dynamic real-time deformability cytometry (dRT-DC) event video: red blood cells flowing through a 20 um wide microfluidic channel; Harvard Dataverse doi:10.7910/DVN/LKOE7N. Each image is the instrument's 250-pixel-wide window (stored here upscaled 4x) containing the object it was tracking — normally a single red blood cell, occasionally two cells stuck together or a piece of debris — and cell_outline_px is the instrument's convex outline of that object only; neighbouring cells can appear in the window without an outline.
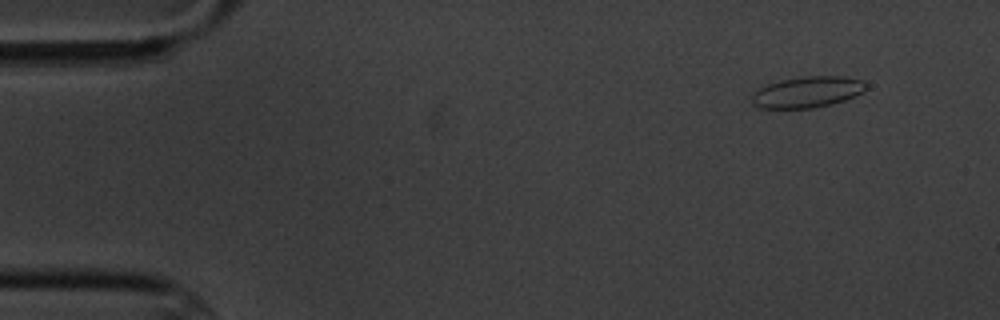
{"species": "common noctule bat (a hibernating species)", "species_latin": "Nyctalus noctula", "temperature_condition": "cold", "stored_images_in_passage": 15, "camera_frame_rate_fps": 3000, "um_per_image_px": 0.085, "animal": {"sex": "male", "body_mass_g": 20.1, "forearm_length_mm": 53.5}, "frame": {"image": 1, "passage_image": 2, "time_ms": 1.0, "image_size_px": [1000, 320], "cell_outline_px": [[868, 88], [844, 100], [832, 104], [812, 108], [760, 108], [752, 104], [752, 96], [760, 88], [768, 84], [784, 80], [804, 76], [844, 76], [864, 80], [868, 84]], "centroid_in_image_um": [68.66, 7.82], "position_along_channel_um": 16.3, "area_um2": 20.52}}
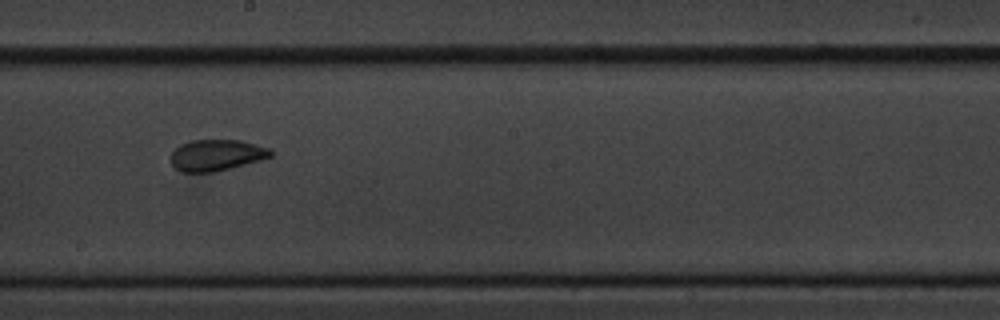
{"frame": {"image": 2, "passage_image": 9, "time_ms": 10.0, "image_size_px": [1000, 320], "cell_outline_px": [[272, 156], [260, 160], [212, 172], [180, 172], [172, 164], [172, 152], [180, 144], [192, 140], [240, 140], [268, 148], [272, 152]], "centroid_in_image_um": [18.38, 13.18], "position_along_channel_um": 229.8, "area_um2": 17.86}}
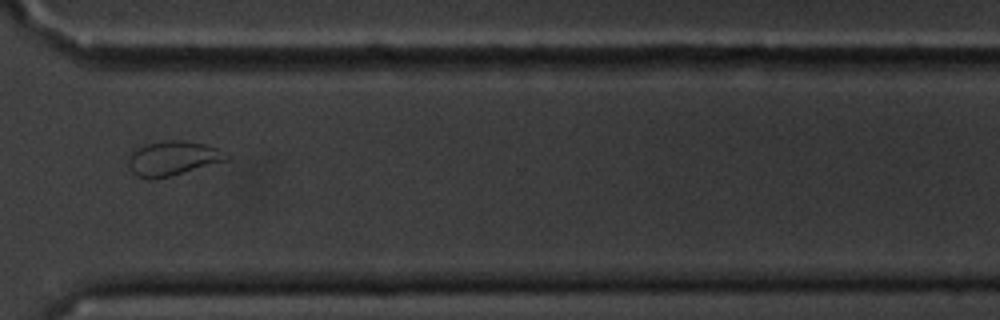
{"frame": {"image": 3, "passage_image": 12, "time_ms": 13.667, "image_size_px": [1000, 320], "cell_outline_px": [[232, 156], [228, 160], [168, 176], [136, 176], [132, 172], [128, 164], [128, 156], [136, 148], [148, 144], [168, 140], [180, 140], [204, 144], [216, 148]], "centroid_in_image_um": [14.71, 13.42], "position_along_channel_um": 355.9, "area_um2": 19.02}, "authors_computed_cell_mechanics": {"area_um2": 19.0162, "velocity_mm_per_s": 3.4422, "shape_relaxation_time_tau1_ms": 2.6897, "shape_relaxation_time_tau2_ms": null, "deformation_change_tau1": 0.0781, "deformation_change_tau2": null}}